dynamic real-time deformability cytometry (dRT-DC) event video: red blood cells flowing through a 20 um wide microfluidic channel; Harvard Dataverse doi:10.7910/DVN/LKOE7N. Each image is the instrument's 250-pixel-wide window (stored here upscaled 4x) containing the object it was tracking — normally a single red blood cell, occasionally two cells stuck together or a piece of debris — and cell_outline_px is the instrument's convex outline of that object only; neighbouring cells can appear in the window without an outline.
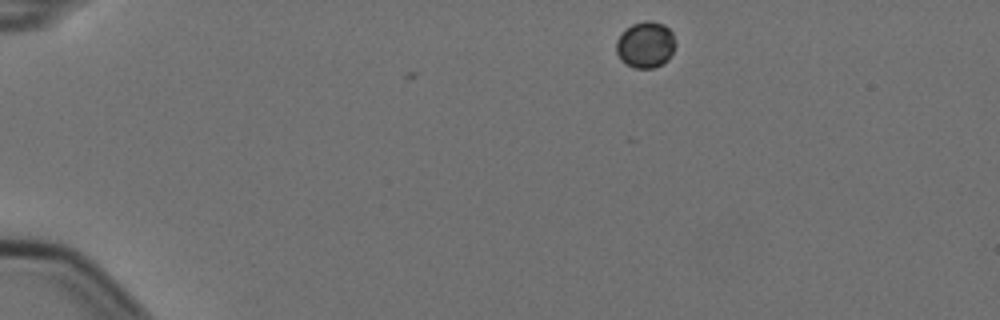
{"species": "Egyptian fruit bat (a non-hibernating species)", "species_latin": "Rousettus aegyptiacus", "temperature_condition": "cold", "stored_images_in_passage": 9, "camera_frame_rate_fps": 3000, "um_per_image_px": 0.085, "animal": {"sex": "female"}, "frame": {"image": 1, "passage_image": 1, "time_ms": 0.0, "image_size_px": [1000, 320], "cell_outline_px": [[676, 44], [668, 60], [664, 64], [652, 68], [636, 68], [624, 64], [620, 60], [616, 52], [616, 40], [632, 24], [644, 20], [652, 20], [664, 24], [672, 32], [676, 40]], "centroid_in_image_um": [54.89, 3.81], "position_along_channel_um": 30.1, "area_um2": 16.18}}
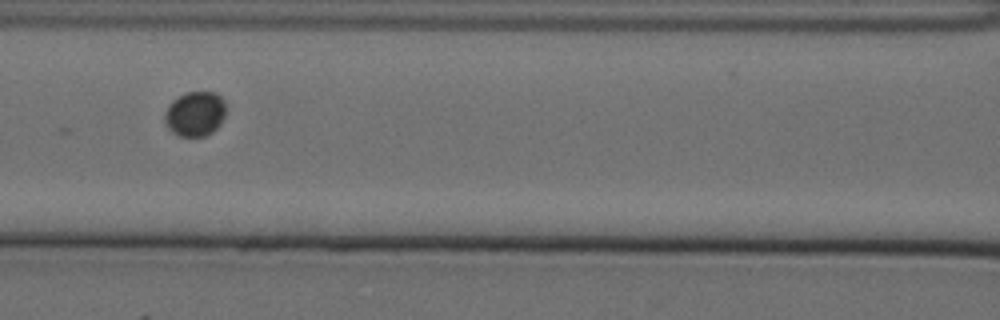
{"frame": {"image": 2, "passage_image": 6, "time_ms": 1.667, "image_size_px": [1000, 320], "cell_outline_px": [[224, 116], [220, 124], [212, 132], [204, 136], [180, 136], [172, 132], [168, 128], [164, 120], [164, 112], [168, 104], [172, 100], [188, 92], [216, 92], [224, 100]], "centroid_in_image_um": [16.56, 9.67], "position_along_channel_um": 150.0, "area_um2": 15.95}}
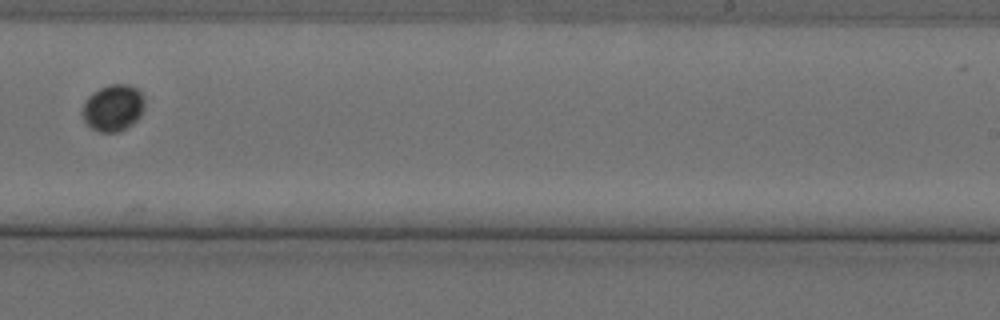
{"frame": {"image": 3, "passage_image": 9, "time_ms": 2.667, "image_size_px": [1000, 320], "cell_outline_px": [[144, 108], [140, 116], [132, 124], [116, 132], [100, 132], [92, 128], [84, 120], [84, 104], [88, 96], [92, 92], [108, 84], [128, 84], [136, 88], [144, 96]], "centroid_in_image_um": [9.64, 9.14], "position_along_channel_um": 279.4, "area_um2": 16.7}}